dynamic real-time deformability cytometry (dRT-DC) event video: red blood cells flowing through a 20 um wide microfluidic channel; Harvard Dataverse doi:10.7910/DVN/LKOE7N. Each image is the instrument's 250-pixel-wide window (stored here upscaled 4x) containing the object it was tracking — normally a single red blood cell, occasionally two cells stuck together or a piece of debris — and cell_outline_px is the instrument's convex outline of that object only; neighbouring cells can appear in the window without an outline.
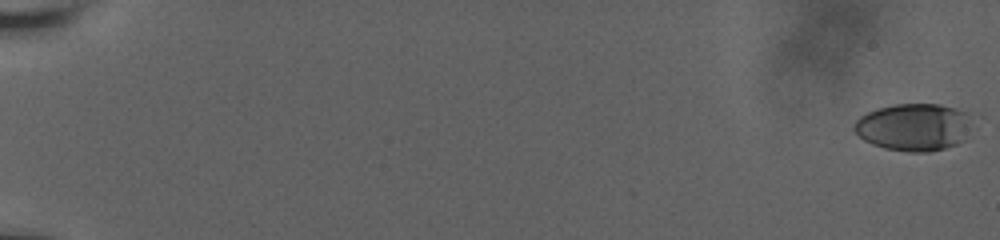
{"species": "human", "species_latin": "Homo sapiens", "temperature_condition": "room temperature", "stored_images_in_passage": 59, "camera_frame_rate_fps": 3000, "um_per_image_px": 0.085, "donor": {"sex": "male"}, "frame": {"image": 1, "passage_image": 1, "time_ms": 0.0, "image_size_px": [1000, 240], "cell_outline_px": [[968, 112], [964, 140], [956, 144], [944, 148], [928, 152], [908, 152], [884, 148], [872, 144], [864, 140], [852, 128], [856, 120], [860, 116], [876, 108], [892, 104], [940, 104], [956, 108]], "centroid_in_image_um": [77.6, 10.79], "position_along_channel_um": 7.4, "area_um2": 32.25}}
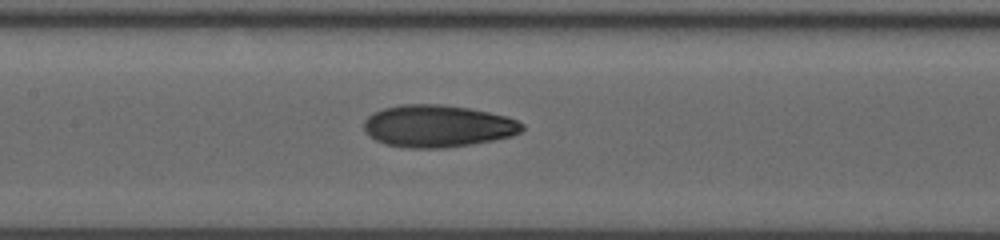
{"frame": {"image": 2, "passage_image": 32, "time_ms": 10.333, "image_size_px": [1000, 240], "cell_outline_px": [[524, 128], [520, 132], [512, 136], [472, 144], [444, 148], [408, 148], [384, 144], [368, 136], [364, 128], [364, 120], [372, 112], [384, 108], [400, 104], [440, 104], [468, 108], [508, 116], [524, 124]], "centroid_in_image_um": [37.18, 10.72], "position_along_channel_um": 170.2, "area_um2": 39.07}}
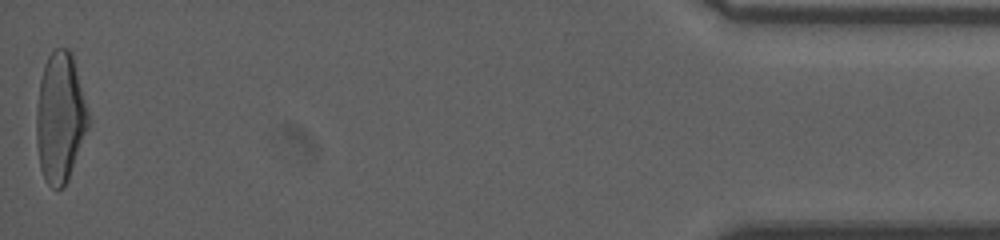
{"frame": {"image": 3, "passage_image": 59, "time_ms": 19.333, "image_size_px": [1000, 240], "cell_outline_px": [[88, 128], [68, 180], [60, 188], [52, 188], [44, 180], [40, 168], [36, 144], [36, 108], [40, 80], [44, 64], [48, 56], [56, 48], [68, 48], [72, 56], [88, 112]], "centroid_in_image_um": [5.08, 10.03], "position_along_channel_um": 430.1, "area_um2": 39.02}, "authors_computed_cell_mechanics": {"area_um2": 37.1076, "velocity_mm_per_s": 3.818, "shape_relaxation_time_tau1_ms": 10.9372, "shape_relaxation_time_tau2_ms": 1.7372, "deformation_change_tau1": 0.323, "deformation_change_tau2": 0.0793}}